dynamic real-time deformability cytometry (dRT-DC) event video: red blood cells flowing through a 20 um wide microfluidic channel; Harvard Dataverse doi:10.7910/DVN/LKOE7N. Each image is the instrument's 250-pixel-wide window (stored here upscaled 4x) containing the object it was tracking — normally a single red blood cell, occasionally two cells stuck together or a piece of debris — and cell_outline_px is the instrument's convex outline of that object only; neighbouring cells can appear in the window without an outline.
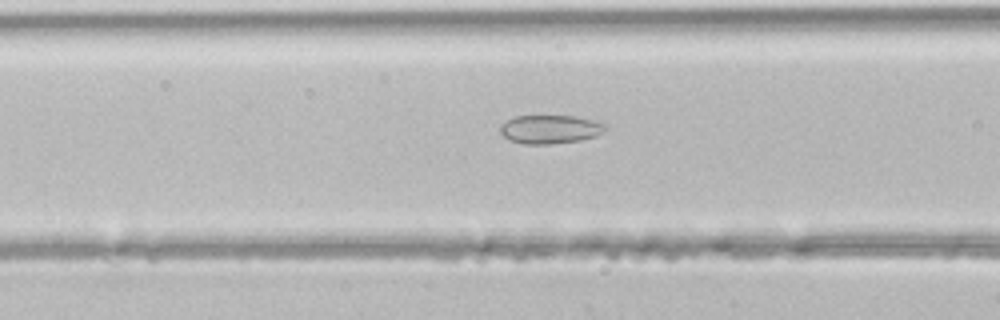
{"species": "common noctule bat (a hibernating species)", "species_latin": "Nyctalus noctula", "temperature_condition": "room temperature", "stored_images_in_passage": 7, "camera_frame_rate_fps": 3000, "um_per_image_px": 0.085, "animal": {"sex": "male", "body_mass_g": 21.5, "forearm_length_mm": 52.0}, "frame": {"image": 1, "passage_image": 6, "time_ms": 1.667, "image_size_px": [1000, 320], "cell_outline_px": [[604, 132], [596, 136], [580, 140], [552, 144], [524, 144], [512, 140], [504, 136], [500, 132], [500, 128], [508, 120], [516, 116], [572, 116], [592, 120], [604, 124]], "centroid_in_image_um": [46.76, 10.99], "position_along_channel_um": 119.8, "area_um2": 17.17}}